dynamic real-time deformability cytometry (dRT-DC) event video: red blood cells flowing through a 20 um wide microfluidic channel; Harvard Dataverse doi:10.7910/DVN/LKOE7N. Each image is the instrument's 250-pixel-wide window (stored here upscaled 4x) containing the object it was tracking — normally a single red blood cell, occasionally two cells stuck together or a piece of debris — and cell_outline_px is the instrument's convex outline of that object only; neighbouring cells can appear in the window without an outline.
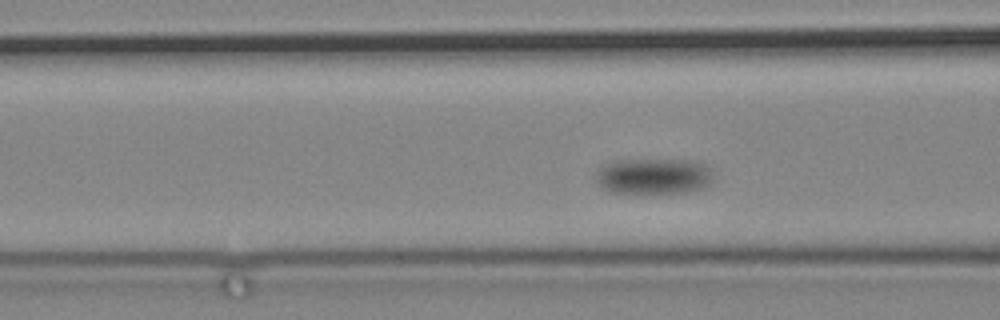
{"species": "common noctule bat (a hibernating species)", "species_latin": "Nyctalus noctula", "temperature_condition": "cold", "stored_images_in_passage": 89, "camera_frame_rate_fps": 3000, "um_per_image_px": 0.085, "animal": {"sex": "male", "body_mass_g": 19.2, "forearm_length_mm": 51.8}, "frame": {"image": 1, "passage_image": 32, "time_ms": 10.333, "image_size_px": [1000, 320], "cell_outline_px": [[712, 184], [704, 188], [688, 192], [612, 192], [596, 184], [596, 172], [604, 164], [612, 160], [692, 160], [704, 164], [712, 172]], "centroid_in_image_um": [55.56, 14.96], "position_along_channel_um": 111.0, "area_um2": 24.57}}
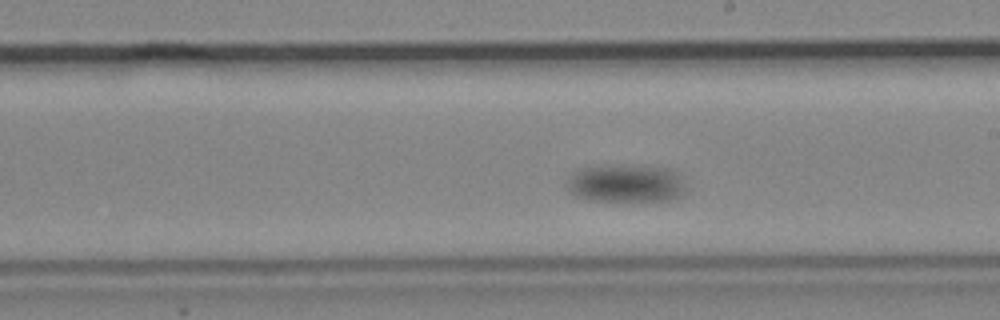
{"frame": {"image": 2, "passage_image": 49, "time_ms": 16.0, "image_size_px": [1000, 320], "cell_outline_px": [[684, 188], [680, 196], [672, 200], [588, 200], [576, 196], [564, 184], [572, 172], [580, 168], [600, 164], [640, 164], [672, 168], [676, 172]], "centroid_in_image_um": [53.14, 15.53], "position_along_channel_um": 235.9, "area_um2": 26.82}}
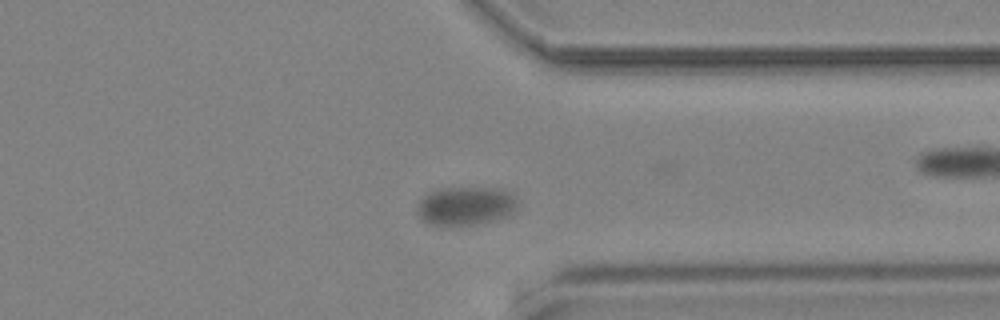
{"frame": {"image": 3, "passage_image": 67, "time_ms": 22.0, "image_size_px": [1000, 320], "cell_outline_px": [[516, 208], [512, 212], [504, 216], [492, 220], [472, 224], [428, 224], [420, 216], [416, 208], [420, 200], [424, 196], [432, 192], [444, 188], [496, 188], [508, 192], [516, 200]], "centroid_in_image_um": [39.55, 17.48], "position_along_channel_um": 371.8, "area_um2": 21.73}}